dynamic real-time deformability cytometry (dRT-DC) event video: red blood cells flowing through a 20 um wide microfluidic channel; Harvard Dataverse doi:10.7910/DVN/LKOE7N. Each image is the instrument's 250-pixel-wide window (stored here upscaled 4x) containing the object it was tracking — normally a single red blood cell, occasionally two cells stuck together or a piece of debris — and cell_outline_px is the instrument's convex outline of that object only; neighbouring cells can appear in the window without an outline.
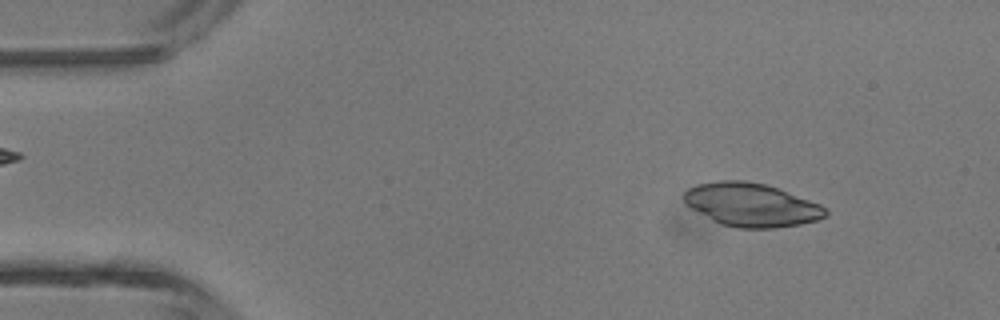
{"species": "common noctule bat (a hibernating species)", "species_latin": "Nyctalus noctula", "temperature_condition": "room temperature", "stored_images_in_passage": 3, "camera_frame_rate_fps": 3000, "um_per_image_px": 0.085, "animal": {"sex": "male", "body_mass_g": 13.3}, "frame": {"image": 1, "passage_image": 1, "time_ms": 0.0, "image_size_px": [1000, 320], "cell_outline_px": [[828, 216], [816, 220], [800, 224], [772, 228], [736, 228], [720, 224], [712, 220], [692, 208], [684, 200], [684, 192], [688, 188], [696, 184], [716, 180], [744, 180], [764, 184], [776, 188], [820, 204], [828, 208]], "centroid_in_image_um": [63.87, 17.41], "position_along_channel_um": 21.1, "area_um2": 35.66}}